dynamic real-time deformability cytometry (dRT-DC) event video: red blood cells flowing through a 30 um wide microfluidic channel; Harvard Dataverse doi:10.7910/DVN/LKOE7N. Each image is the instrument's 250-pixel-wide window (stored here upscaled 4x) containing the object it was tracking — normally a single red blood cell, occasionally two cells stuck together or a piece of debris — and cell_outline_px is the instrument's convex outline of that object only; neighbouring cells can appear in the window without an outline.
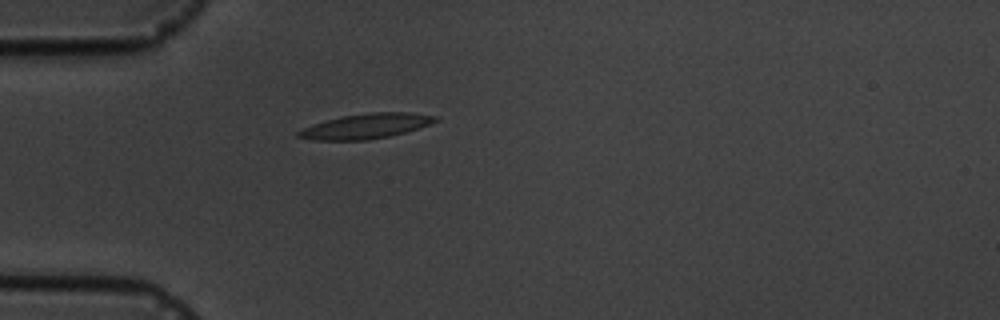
{"species": "common noctule bat (a hibernating species)", "species_latin": "Nyctalus noctula", "temperature_condition": "cold", "stored_images_in_passage": 1, "camera_frame_rate_fps": 3000, "um_per_image_px": 0.085, "animal": {"sex": "male", "body_mass_g": 19.5, "forearm_length_mm": 54.6}, "frame": {"image": 1, "passage_image": 1, "time_ms": 0.0, "image_size_px": [1000, 320], "cell_outline_px": [[440, 120], [404, 132], [388, 136], [368, 140], [312, 140], [296, 136], [296, 132], [304, 128], [328, 120], [344, 116], [368, 112], [408, 112], [440, 116]], "centroid_in_image_um": [31.14, 10.71], "position_along_channel_um": 53.9, "area_um2": 19.65}}